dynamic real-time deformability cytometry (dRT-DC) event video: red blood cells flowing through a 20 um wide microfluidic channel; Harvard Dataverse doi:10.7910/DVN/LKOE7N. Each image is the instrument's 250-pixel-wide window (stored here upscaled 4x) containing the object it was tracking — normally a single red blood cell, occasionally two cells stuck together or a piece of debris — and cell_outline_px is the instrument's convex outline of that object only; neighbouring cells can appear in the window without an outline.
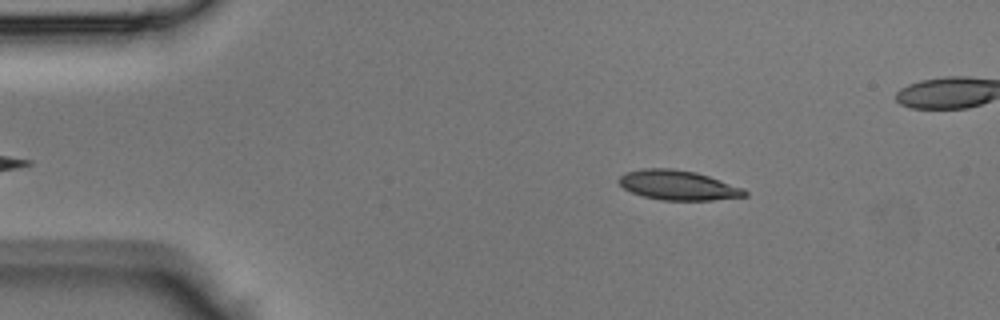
{"species": "Egyptian fruit bat (a non-hibernating species)", "species_latin": "Rousettus aegyptiacus", "temperature_condition": "room temperature", "stored_images_in_passage": 41, "camera_frame_rate_fps": 3000, "um_per_image_px": 0.085, "animal": {"sex": "male"}, "frame": {"image": 1, "passage_image": 4, "time_ms": 1.0, "image_size_px": [1000, 320], "cell_outline_px": [[748, 196], [712, 200], [660, 200], [644, 196], [632, 192], [624, 188], [616, 180], [624, 172], [644, 168], [672, 168], [696, 172], [744, 188], [748, 192]], "centroid_in_image_um": [57.63, 15.74], "position_along_channel_um": 27.4, "area_um2": 21.85}}
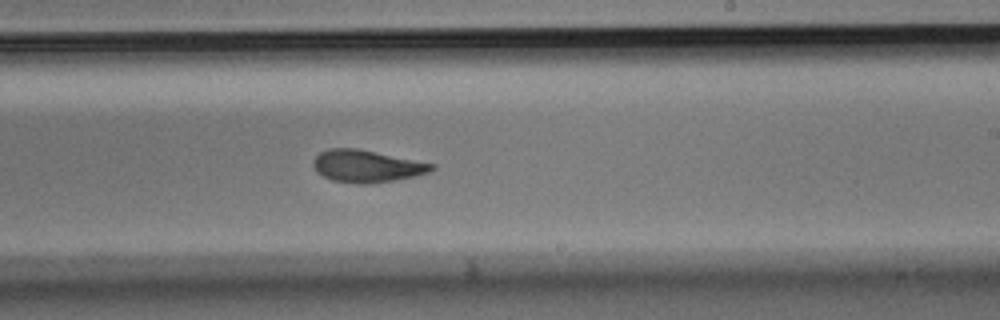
{"frame": {"image": 2, "passage_image": 23, "time_ms": 7.333, "image_size_px": [1000, 320], "cell_outline_px": [[436, 168], [428, 172], [416, 176], [368, 184], [356, 184], [332, 180], [324, 176], [312, 164], [312, 160], [320, 152], [328, 148], [356, 148], [436, 164]], "centroid_in_image_um": [31.18, 14.12], "position_along_channel_um": 257.8, "area_um2": 22.08}}
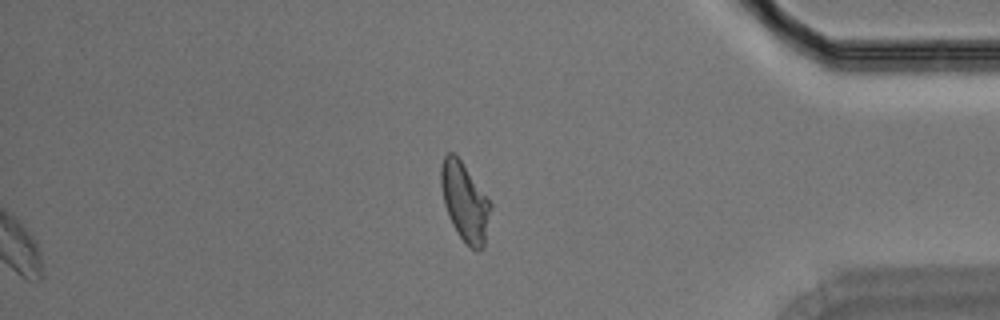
{"frame": {"image": 3, "passage_image": 34, "time_ms": 11.0, "image_size_px": [1000, 320], "cell_outline_px": [[492, 208], [484, 248], [480, 252], [472, 248], [456, 232], [448, 216], [444, 204], [440, 184], [440, 168], [444, 156], [448, 152], [452, 152], [460, 160], [492, 204]], "centroid_in_image_um": [39.51, 17.19], "position_along_channel_um": 395.7, "area_um2": 22.6}}